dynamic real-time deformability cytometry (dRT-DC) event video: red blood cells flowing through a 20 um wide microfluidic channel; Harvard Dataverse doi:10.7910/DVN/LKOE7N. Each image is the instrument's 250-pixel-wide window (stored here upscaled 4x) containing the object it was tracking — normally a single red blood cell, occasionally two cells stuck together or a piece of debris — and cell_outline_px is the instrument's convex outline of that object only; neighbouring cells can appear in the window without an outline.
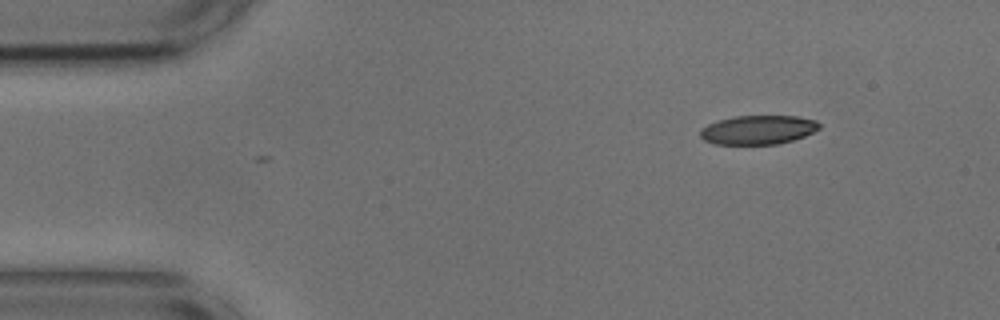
{"species": "common noctule bat (a hibernating species)", "species_latin": "Nyctalus noctula", "temperature_condition": "cold", "stored_images_in_passage": 2, "camera_frame_rate_fps": 3000, "um_per_image_px": 0.085, "animal": {"sex": "male", "body_mass_g": 17.9, "forearm_length_mm": 54.2}, "frame": {"image": 1, "passage_image": 2, "time_ms": 0.333, "image_size_px": [1000, 320], "cell_outline_px": [[820, 128], [804, 136], [792, 140], [776, 144], [716, 144], [704, 140], [700, 136], [700, 128], [708, 124], [732, 116], [796, 116], [816, 120], [820, 124]], "centroid_in_image_um": [64.42, 11.03], "position_along_channel_um": 20.6, "area_um2": 20.06}}